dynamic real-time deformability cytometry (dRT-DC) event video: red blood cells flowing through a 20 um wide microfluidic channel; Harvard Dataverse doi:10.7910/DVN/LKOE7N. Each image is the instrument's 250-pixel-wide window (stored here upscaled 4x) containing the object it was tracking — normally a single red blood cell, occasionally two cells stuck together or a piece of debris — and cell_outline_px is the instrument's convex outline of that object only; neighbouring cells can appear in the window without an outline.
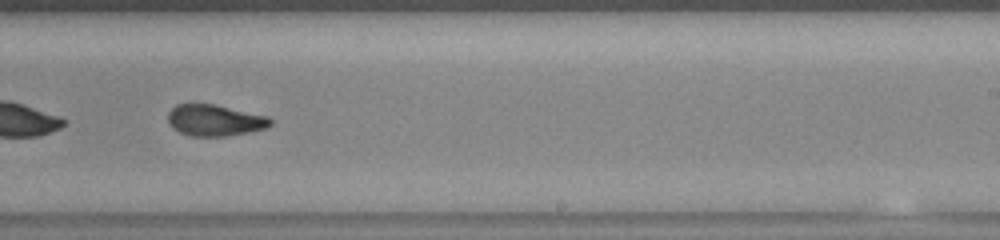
{"species": "common noctule bat (a hibernating species)", "species_latin": "Nyctalus noctula", "temperature_condition": "warm", "stored_images_in_passage": 52, "camera_frame_rate_fps": 3000, "um_per_image_px": 0.085, "animal": {"sex": "female", "body_mass_g": 23.0, "forearm_length_mm": 53.4}, "frame": {"image": 1, "passage_image": 32, "time_ms": 10.333, "image_size_px": [1000, 240], "cell_outline_px": [[272, 124], [268, 128], [248, 132], [224, 136], [192, 136], [180, 132], [172, 128], [168, 124], [168, 112], [176, 104], [212, 104], [268, 116], [272, 120]], "centroid_in_image_um": [18.25, 10.23], "position_along_channel_um": 270.8, "area_um2": 18.67}}
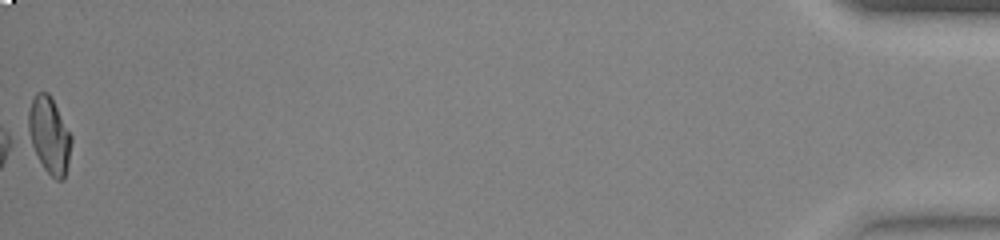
{"frame": {"image": 2, "passage_image": 52, "time_ms": 17.0, "image_size_px": [1000, 240], "cell_outline_px": [[72, 140], [68, 164], [64, 180], [56, 180], [44, 168], [32, 144], [28, 128], [28, 112], [32, 100], [36, 92], [48, 92], [72, 136]], "centroid_in_image_um": [4.21, 11.5], "position_along_channel_um": 431.0, "area_um2": 18.73}, "authors_computed_cell_mechanics": {"area_um2": 19.5364, "velocity_mm_per_s": 3.9523, "shape_relaxation_time_tau1_ms": null, "shape_relaxation_time_tau2_ms": 2.0071, "deformation_change_tau1": null, "deformation_change_tau2": 0.0814}}